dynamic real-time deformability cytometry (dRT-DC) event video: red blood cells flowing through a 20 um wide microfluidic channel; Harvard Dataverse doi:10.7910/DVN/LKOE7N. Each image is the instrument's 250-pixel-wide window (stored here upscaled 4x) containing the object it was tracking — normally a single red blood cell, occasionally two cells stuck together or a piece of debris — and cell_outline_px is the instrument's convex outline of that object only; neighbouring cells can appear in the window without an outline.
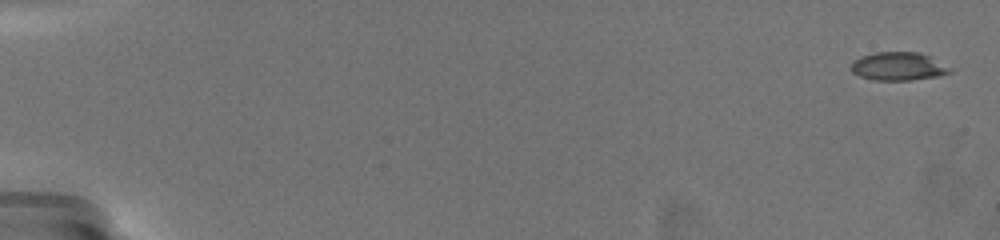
{"species": "common noctule bat (a hibernating species)", "species_latin": "Nyctalus noctula", "temperature_condition": "warm", "stored_images_in_passage": 43, "camera_frame_rate_fps": 3000, "um_per_image_px": 0.085, "animal": {"sex": "female", "body_mass_g": 19.5, "forearm_length_mm": 54.1}, "frame": {"image": 1, "passage_image": 1, "time_ms": 0.0, "image_size_px": [1000, 240], "cell_outline_px": [[956, 68], [952, 72], [936, 76], [908, 80], [876, 80], [860, 76], [852, 72], [852, 60], [860, 56], [872, 52], [920, 52]], "centroid_in_image_um": [76.4, 5.62], "position_along_channel_um": 8.6, "area_um2": 16.47}}
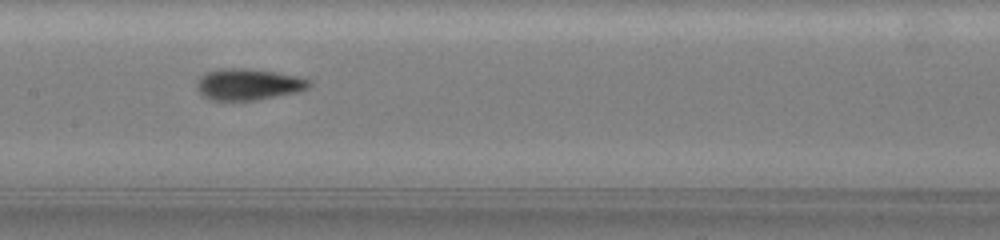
{"frame": {"image": 2, "passage_image": 18, "time_ms": 10.333, "image_size_px": [1000, 240], "cell_outline_px": [[312, 84], [308, 88], [296, 92], [256, 100], [212, 100], [204, 96], [196, 88], [196, 80], [204, 72], [224, 68], [244, 68], [276, 72], [296, 76], [312, 80]], "centroid_in_image_um": [21.09, 7.16], "position_along_channel_um": 186.3, "area_um2": 20.58}}
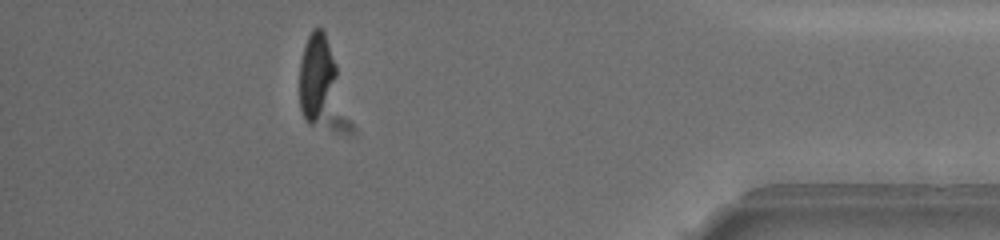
{"frame": {"image": 3, "passage_image": 39, "time_ms": 17.667, "image_size_px": [1000, 240], "cell_outline_px": [[336, 76], [316, 120], [312, 124], [308, 124], [304, 120], [300, 108], [300, 60], [304, 44], [312, 28], [320, 28], [324, 32], [336, 64]], "centroid_in_image_um": [26.83, 6.33], "position_along_channel_um": 408.4, "area_um2": 17.86}, "authors_computed_cell_mechanics": {"area_um2": 19.1896, "velocity_mm_per_s": 3.5744, "shape_relaxation_time_tau1_ms": 6.7764, "shape_relaxation_time_tau2_ms": 1.6216, "deformation_change_tau1": 0.2129, "deformation_change_tau2": 0.0768}}